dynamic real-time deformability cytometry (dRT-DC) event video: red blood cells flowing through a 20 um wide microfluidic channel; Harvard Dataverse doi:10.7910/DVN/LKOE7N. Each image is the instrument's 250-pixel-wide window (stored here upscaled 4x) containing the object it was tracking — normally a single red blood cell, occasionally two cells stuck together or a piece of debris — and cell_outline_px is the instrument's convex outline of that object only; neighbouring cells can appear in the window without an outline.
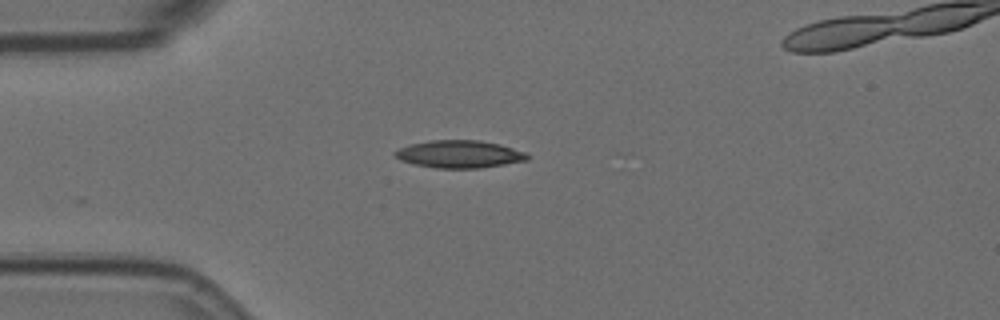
{"species": "Egyptian fruit bat (a non-hibernating species)", "species_latin": "Rousettus aegyptiacus", "temperature_condition": "room temperature", "stored_images_in_passage": 4, "camera_frame_rate_fps": 3000, "um_per_image_px": 0.085, "animal": {"sex": "female"}, "frame": {"image": 1, "passage_image": 4, "time_ms": 1.0, "image_size_px": [1000, 320], "cell_outline_px": [[528, 160], [480, 168], [436, 168], [416, 164], [400, 160], [392, 152], [400, 148], [412, 144], [428, 140], [480, 140], [500, 144], [528, 152]], "centroid_in_image_um": [39.08, 13.09], "position_along_channel_um": 45.9, "area_um2": 21.21}}